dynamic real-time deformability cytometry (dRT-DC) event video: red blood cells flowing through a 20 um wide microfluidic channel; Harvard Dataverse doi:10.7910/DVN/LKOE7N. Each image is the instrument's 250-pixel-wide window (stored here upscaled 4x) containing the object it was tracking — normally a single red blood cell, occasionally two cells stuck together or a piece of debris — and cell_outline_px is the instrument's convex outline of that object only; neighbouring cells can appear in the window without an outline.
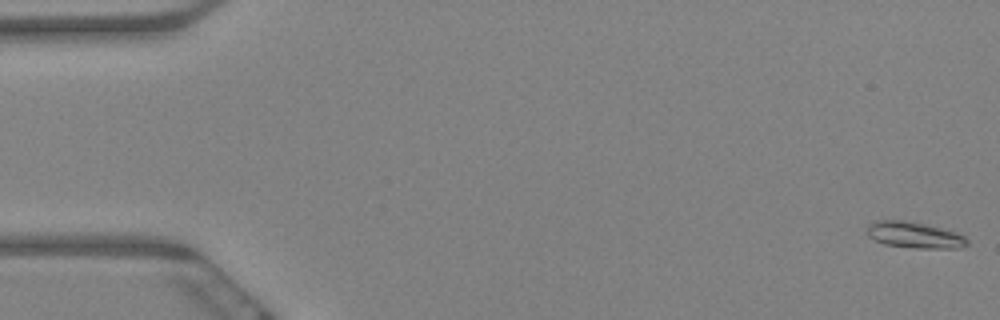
{"species": "Egyptian fruit bat (a non-hibernating species)", "species_latin": "Rousettus aegyptiacus", "temperature_condition": "warm", "stored_images_in_passage": 61, "camera_frame_rate_fps": 3000, "um_per_image_px": 0.085, "animal": {"sex": "female"}, "frame": {"image": 1, "passage_image": 1, "time_ms": 0.0, "image_size_px": [1000, 320], "cell_outline_px": [[968, 244], [960, 248], [916, 248], [884, 244], [868, 236], [868, 224], [876, 220], [904, 220], [924, 224], [956, 232], [964, 236], [968, 240]], "centroid_in_image_um": [77.73, 19.97], "position_along_channel_um": 7.3, "area_um2": 15.14}}
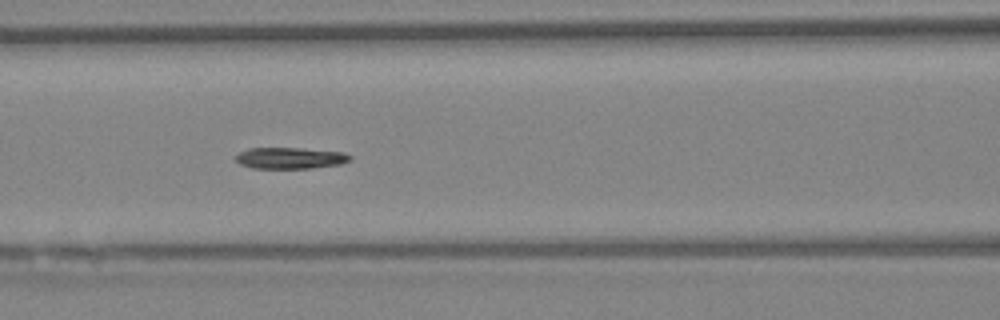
{"frame": {"image": 2, "passage_image": 26, "time_ms": 8.333, "image_size_px": [1000, 320], "cell_outline_px": [[352, 160], [340, 164], [312, 168], [252, 168], [240, 164], [236, 160], [236, 156], [240, 152], [248, 148], [300, 148], [344, 152], [352, 156]], "centroid_in_image_um": [24.69, 13.43], "position_along_channel_um": 141.9, "area_um2": 14.22}}
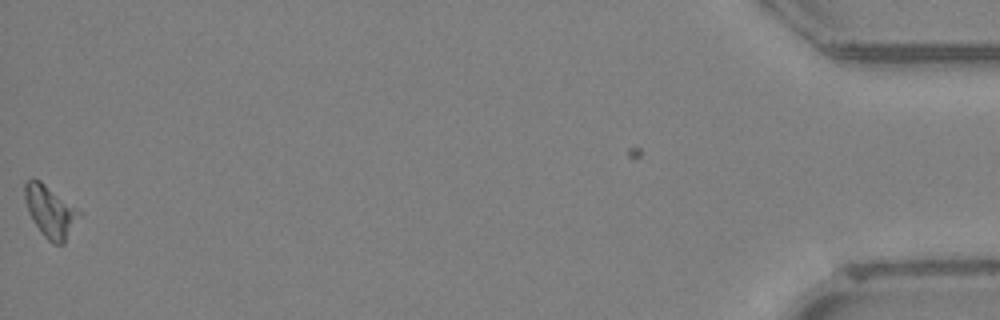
{"frame": {"image": 3, "passage_image": 60, "time_ms": 19.667, "image_size_px": [1000, 320], "cell_outline_px": [[80, 212], [64, 244], [52, 244], [44, 236], [28, 212], [24, 200], [24, 184], [32, 176], [40, 180], [76, 208]], "centroid_in_image_um": [4.21, 17.94], "position_along_channel_um": 431.0, "area_um2": 16.01}, "authors_computed_cell_mechanics": {"area_um2": 15.028, "velocity_mm_per_s": 3.4392, "shape_relaxation_time_tau1_ms": 2.405, "shape_relaxation_time_tau2_ms": null, "deformation_change_tau1": 0.0964, "deformation_change_tau2": null}}